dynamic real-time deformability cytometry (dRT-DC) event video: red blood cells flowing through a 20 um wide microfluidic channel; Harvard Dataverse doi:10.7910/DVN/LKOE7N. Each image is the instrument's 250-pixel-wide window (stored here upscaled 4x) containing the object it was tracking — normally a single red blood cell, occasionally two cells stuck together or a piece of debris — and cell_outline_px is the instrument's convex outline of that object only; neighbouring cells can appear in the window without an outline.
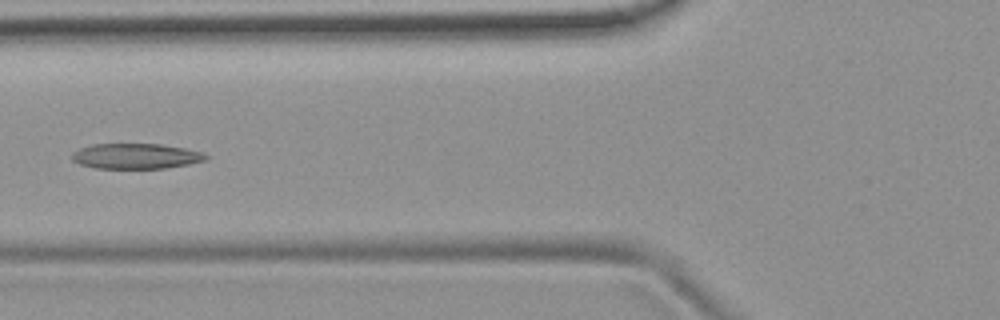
{"species": "common noctule bat (a hibernating species)", "species_latin": "Nyctalus noctula", "temperature_condition": "room temperature", "stored_images_in_passage": 6, "camera_frame_rate_fps": 3000, "um_per_image_px": 0.085, "animal": {"sex": "female", "body_mass_g": 19.9}, "frame": {"image": 1, "passage_image": 6, "time_ms": 1.667, "image_size_px": [1000, 320], "cell_outline_px": [[208, 160], [188, 164], [164, 168], [96, 168], [80, 164], [72, 160], [72, 152], [80, 148], [92, 144], [160, 144], [184, 148], [204, 152], [208, 156]], "centroid_in_image_um": [11.57, 13.27], "position_along_channel_um": 114.2, "area_um2": 19.77}}